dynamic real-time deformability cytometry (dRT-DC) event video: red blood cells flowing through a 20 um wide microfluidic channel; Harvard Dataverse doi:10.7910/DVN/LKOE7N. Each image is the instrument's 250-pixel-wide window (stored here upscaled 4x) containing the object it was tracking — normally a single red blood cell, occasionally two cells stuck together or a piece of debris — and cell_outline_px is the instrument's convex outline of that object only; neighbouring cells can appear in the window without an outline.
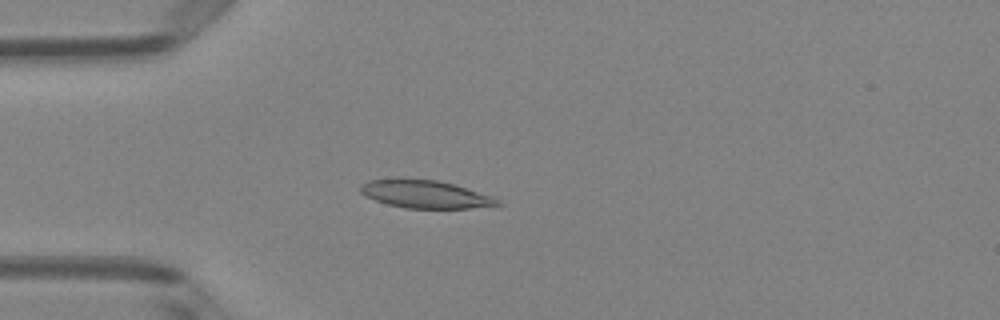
{"species": "Egyptian fruit bat (a non-hibernating species)", "species_latin": "Rousettus aegyptiacus", "temperature_condition": "room temperature", "stored_images_in_passage": 51, "camera_frame_rate_fps": 3000, "um_per_image_px": 0.085, "animal": {"sex": "female"}, "frame": {"image": 1, "passage_image": 14, "time_ms": 4.333, "image_size_px": [1000, 320], "cell_outline_px": [[504, 204], [468, 208], [404, 208], [388, 204], [376, 200], [360, 192], [360, 184], [368, 180], [396, 176], [436, 180], [452, 184], [492, 196], [500, 200]], "centroid_in_image_um": [36.07, 16.47], "position_along_channel_um": 48.9, "area_um2": 22.54}}
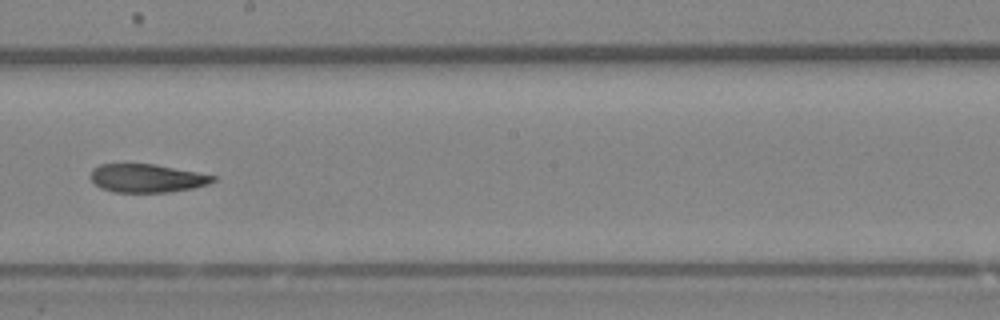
{"frame": {"image": 2, "passage_image": 29, "time_ms": 9.333, "image_size_px": [1000, 320], "cell_outline_px": [[216, 180], [208, 184], [192, 188], [168, 192], [116, 192], [100, 188], [88, 176], [92, 168], [100, 164], [156, 164], [216, 176]], "centroid_in_image_um": [12.45, 15.14], "position_along_channel_um": 235.7, "area_um2": 20.23}}
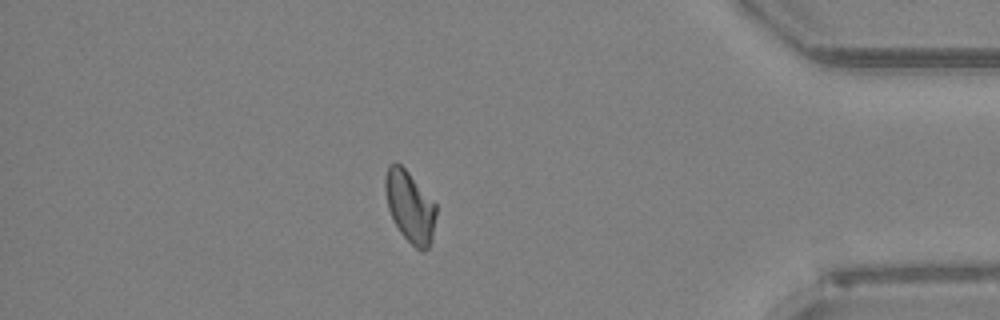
{"frame": {"image": 3, "passage_image": 44, "time_ms": 14.333, "image_size_px": [1000, 320], "cell_outline_px": [[436, 216], [432, 240], [428, 248], [424, 252], [420, 252], [400, 232], [388, 208], [384, 192], [384, 176], [388, 164], [396, 160], [408, 172], [436, 204]], "centroid_in_image_um": [34.83, 17.54], "position_along_channel_um": 400.4, "area_um2": 21.27}, "authors_computed_cell_mechanics": {"area_um2": 21.675, "velocity_mm_per_s": 4.0242, "shape_relaxation_time_tau1_ms": null, "shape_relaxation_time_tau2_ms": 3.2398, "deformation_change_tau1": null, "deformation_change_tau2": 0.0763}}